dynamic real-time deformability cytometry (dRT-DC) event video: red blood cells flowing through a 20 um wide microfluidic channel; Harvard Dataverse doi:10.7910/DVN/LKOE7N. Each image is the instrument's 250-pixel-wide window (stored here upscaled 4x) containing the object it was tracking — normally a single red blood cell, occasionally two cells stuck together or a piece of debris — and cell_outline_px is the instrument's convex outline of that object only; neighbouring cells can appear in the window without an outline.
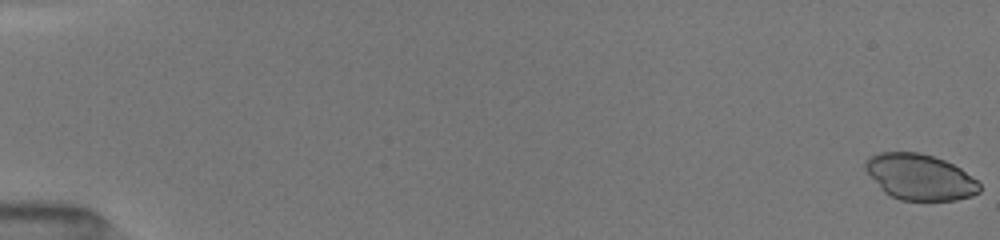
{"species": "common noctule bat (a hibernating species)", "species_latin": "Nyctalus noctula", "temperature_condition": "room temperature", "stored_images_in_passage": 41, "camera_frame_rate_fps": 3000, "um_per_image_px": 0.085, "animal": {"sex": "female", "body_mass_g": 19.5, "forearm_length_mm": 54.1}, "frame": {"image": 1, "passage_image": 1, "time_ms": 0.0, "image_size_px": [1000, 240], "cell_outline_px": [[980, 192], [972, 196], [956, 200], [900, 200], [884, 192], [880, 188], [864, 168], [864, 160], [868, 156], [880, 152], [920, 152], [944, 160], [960, 168], [976, 180], [980, 184]], "centroid_in_image_um": [78.16, 15.04], "position_along_channel_um": 6.8, "area_um2": 30.52}}